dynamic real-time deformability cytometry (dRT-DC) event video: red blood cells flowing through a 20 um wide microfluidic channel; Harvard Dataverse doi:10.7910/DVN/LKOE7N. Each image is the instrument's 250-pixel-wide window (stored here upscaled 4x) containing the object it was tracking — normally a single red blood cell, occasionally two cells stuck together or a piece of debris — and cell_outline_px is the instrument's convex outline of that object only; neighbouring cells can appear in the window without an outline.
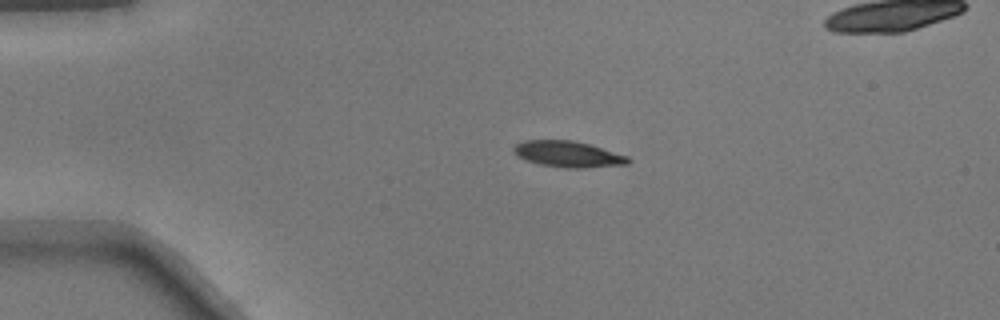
{"species": "common noctule bat (a hibernating species)", "species_latin": "Nyctalus noctula", "temperature_condition": "warm", "stored_images_in_passage": 41, "camera_frame_rate_fps": 3000, "um_per_image_px": 0.085, "animal": {"sex": "male", "body_mass_g": 17.9}, "frame": {"image": 1, "passage_image": 1, "time_ms": 0.0, "image_size_px": [1000, 320], "cell_outline_px": [[632, 160], [628, 164], [584, 168], [564, 168], [540, 164], [524, 160], [516, 156], [512, 152], [512, 148], [516, 144], [524, 140], [572, 140], [588, 144], [628, 156]], "centroid_in_image_um": [48.24, 13.11], "position_along_channel_um": 36.8, "area_um2": 17.51}}
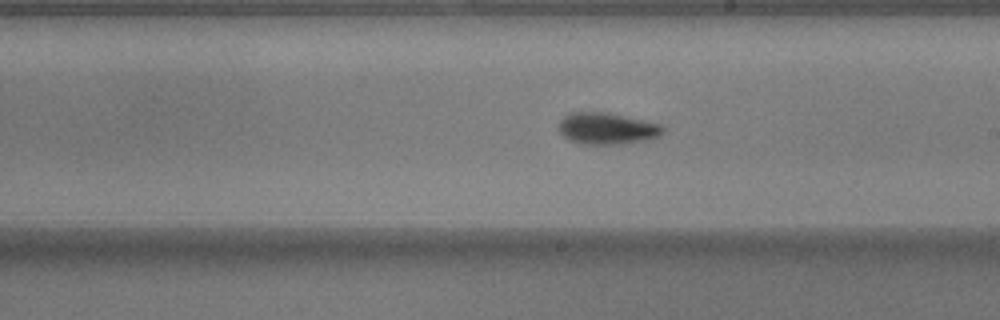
{"frame": {"image": 2, "passage_image": 19, "time_ms": 6.0, "image_size_px": [1000, 320], "cell_outline_px": [[664, 132], [660, 136], [652, 140], [624, 144], [580, 144], [568, 140], [556, 128], [560, 120], [564, 116], [572, 112], [608, 112], [660, 124], [664, 128]], "centroid_in_image_um": [51.6, 10.94], "position_along_channel_um": 237.4, "area_um2": 19.59}}
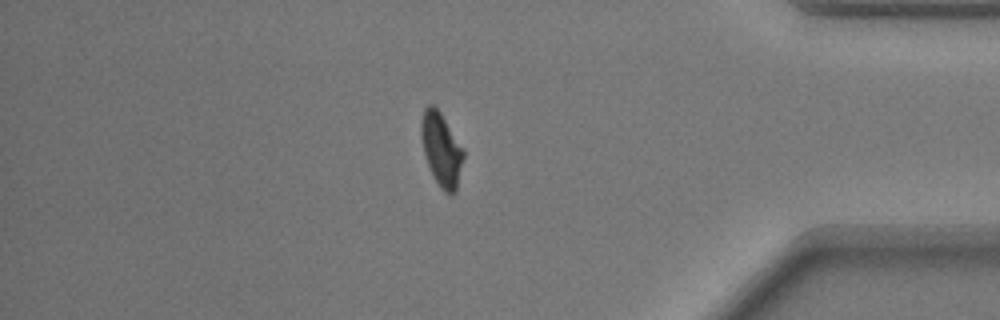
{"frame": {"image": 3, "passage_image": 33, "time_ms": 10.667, "image_size_px": [1000, 320], "cell_outline_px": [[464, 156], [456, 192], [444, 192], [440, 188], [432, 176], [424, 152], [420, 136], [420, 124], [424, 108], [428, 104], [432, 104], [440, 112], [464, 148]], "centroid_in_image_um": [37.51, 12.69], "position_along_channel_um": 397.7, "area_um2": 18.15}}